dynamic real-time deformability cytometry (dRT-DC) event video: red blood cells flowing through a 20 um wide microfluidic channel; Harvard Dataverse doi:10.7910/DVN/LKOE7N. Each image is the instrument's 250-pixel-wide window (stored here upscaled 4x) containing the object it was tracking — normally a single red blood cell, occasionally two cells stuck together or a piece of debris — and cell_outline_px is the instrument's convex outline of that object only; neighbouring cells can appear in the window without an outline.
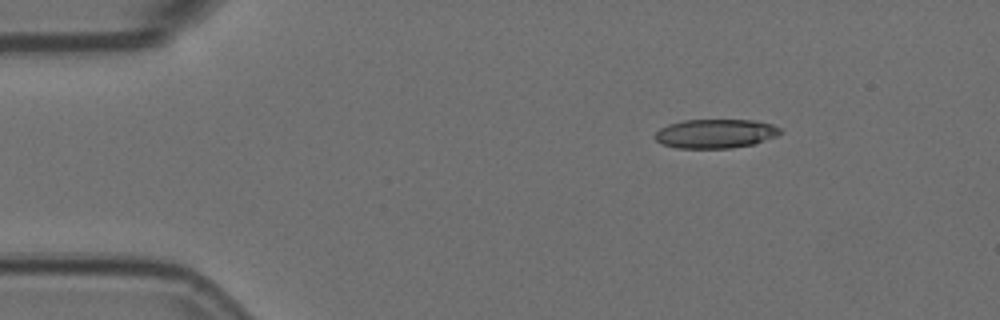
{"species": "Egyptian fruit bat (a non-hibernating species)", "species_latin": "Rousettus aegyptiacus", "temperature_condition": "room temperature", "stored_images_in_passage": 4, "segment_of_instrument_passage": [2, 2], "camera_frame_rate_fps": 3000, "um_per_image_px": 0.085, "animal": {"sex": "female"}, "frame": {"image": 1, "passage_image": 4, "time_ms": 1.0, "image_size_px": [1000, 320], "cell_outline_px": [[784, 132], [776, 136], [752, 144], [732, 148], [676, 148], [660, 144], [652, 136], [660, 128], [668, 124], [684, 120], [756, 120], [772, 124], [780, 128]], "centroid_in_image_um": [60.79, 11.36], "position_along_channel_um": 24.2, "area_um2": 21.39}}